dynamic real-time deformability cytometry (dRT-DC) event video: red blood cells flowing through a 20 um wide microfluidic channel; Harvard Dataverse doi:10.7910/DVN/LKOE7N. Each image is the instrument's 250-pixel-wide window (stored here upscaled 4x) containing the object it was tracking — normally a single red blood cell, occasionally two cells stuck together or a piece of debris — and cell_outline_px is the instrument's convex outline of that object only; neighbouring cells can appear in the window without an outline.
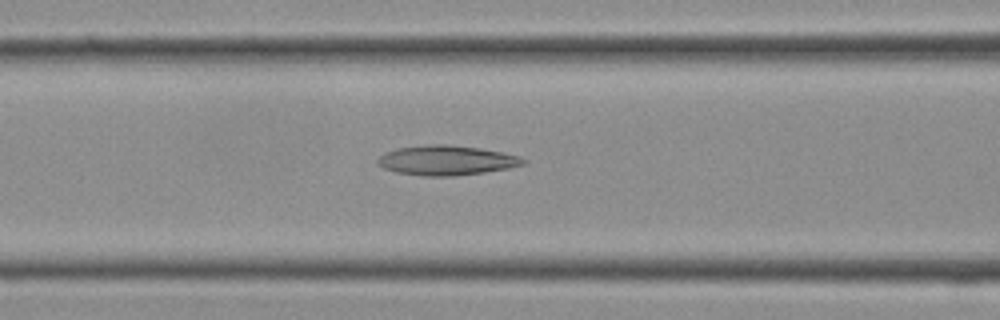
{"species": "Egyptian fruit bat (a non-hibernating species)", "species_latin": "Rousettus aegyptiacus", "temperature_condition": "cold", "stored_images_in_passage": 27, "camera_frame_rate_fps": 3000, "um_per_image_px": 0.085, "frame": {"image": 1, "passage_image": 12, "time_ms": 3.667, "image_size_px": [1000, 320], "cell_outline_px": [[528, 160], [524, 164], [508, 168], [484, 172], [456, 176], [424, 176], [396, 172], [384, 168], [376, 160], [384, 152], [396, 148], [432, 144], [448, 144], [480, 148], [504, 152], [520, 156]], "centroid_in_image_um": [37.97, 13.62], "position_along_channel_um": 128.6, "area_um2": 25.32}}
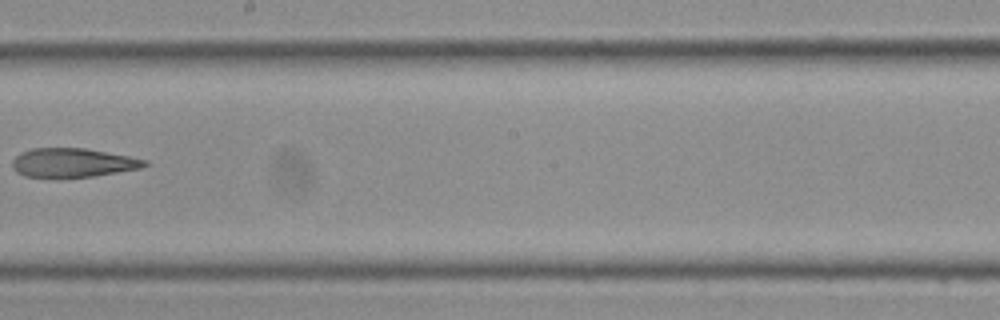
{"frame": {"image": 2, "passage_image": 17, "time_ms": 5.333, "image_size_px": [1000, 320], "cell_outline_px": [[148, 164], [140, 168], [92, 176], [60, 180], [24, 176], [16, 172], [12, 168], [12, 160], [20, 152], [32, 148], [84, 148], [128, 156], [148, 160]], "centroid_in_image_um": [6.1, 13.86], "position_along_channel_um": 242.1, "area_um2": 22.89}}
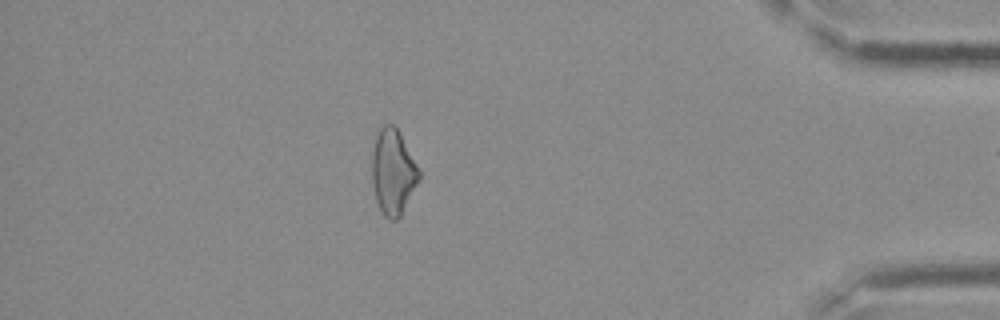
{"frame": {"image": 3, "passage_image": 26, "time_ms": 8.333, "image_size_px": [1000, 320], "cell_outline_px": [[420, 180], [400, 216], [396, 220], [388, 220], [380, 212], [376, 200], [372, 184], [372, 152], [376, 132], [384, 124], [392, 124], [400, 132], [420, 172]], "centroid_in_image_um": [33.39, 14.63], "position_along_channel_um": 401.8, "area_um2": 23.58}}